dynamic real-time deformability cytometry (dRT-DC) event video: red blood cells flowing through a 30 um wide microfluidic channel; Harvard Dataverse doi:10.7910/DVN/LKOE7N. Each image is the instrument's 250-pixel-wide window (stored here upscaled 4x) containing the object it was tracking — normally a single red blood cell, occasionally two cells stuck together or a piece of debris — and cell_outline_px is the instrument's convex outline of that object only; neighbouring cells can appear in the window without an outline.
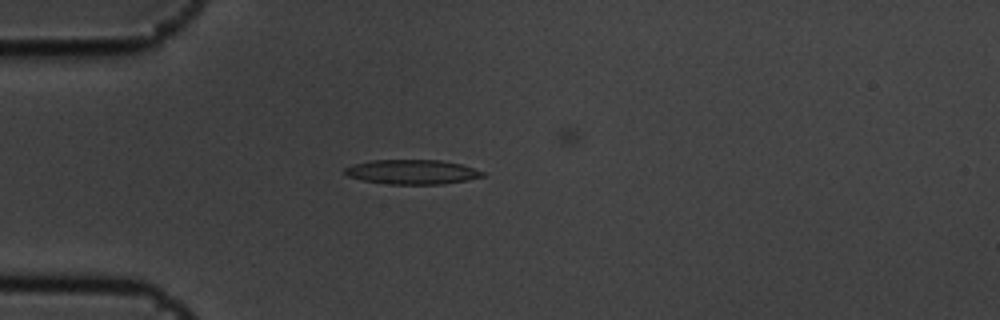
{"species": "common noctule bat (a hibernating species)", "species_latin": "Nyctalus noctula", "temperature_condition": "cold", "stored_images_in_passage": 5, "camera_frame_rate_fps": 3000, "um_per_image_px": 0.085, "animal": {"sex": "male", "body_mass_g": 19.5, "forearm_length_mm": 54.6}, "frame": {"image": 1, "passage_image": 4, "time_ms": 1.0, "image_size_px": [1000, 320], "cell_outline_px": [[484, 176], [468, 180], [444, 184], [388, 184], [360, 180], [348, 176], [344, 172], [344, 168], [352, 164], [372, 160], [440, 160], [460, 164], [484, 172]], "centroid_in_image_um": [34.99, 14.62], "position_along_channel_um": 50.0, "area_um2": 19.71}}